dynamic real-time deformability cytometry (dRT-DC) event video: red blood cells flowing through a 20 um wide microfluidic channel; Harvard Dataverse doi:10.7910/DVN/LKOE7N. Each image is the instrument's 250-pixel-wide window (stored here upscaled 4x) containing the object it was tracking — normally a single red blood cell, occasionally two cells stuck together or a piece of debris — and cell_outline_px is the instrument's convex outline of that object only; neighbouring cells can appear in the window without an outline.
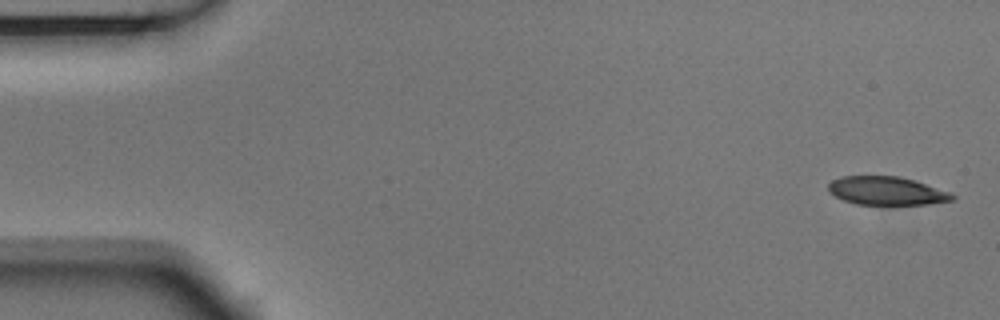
{"species": "Egyptian fruit bat (a non-hibernating species)", "species_latin": "Rousettus aegyptiacus", "temperature_condition": "room temperature", "stored_images_in_passage": 5, "camera_frame_rate_fps": 3000, "um_per_image_px": 0.085, "animal": {"sex": "male"}, "frame": {"image": 1, "passage_image": 1, "time_ms": 0.0, "image_size_px": [1000, 320], "cell_outline_px": [[956, 196], [952, 200], [928, 204], [856, 204], [844, 200], [828, 192], [828, 184], [832, 180], [844, 176], [900, 176], [916, 180], [952, 192]], "centroid_in_image_um": [75.4, 16.21], "position_along_channel_um": 9.6, "area_um2": 20.58}}
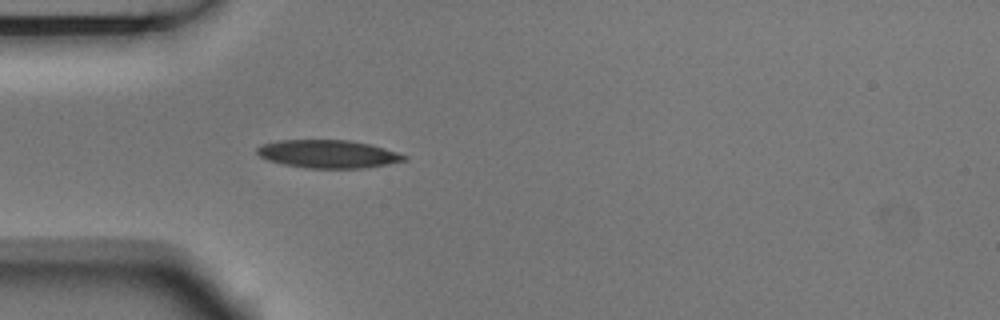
{"frame": {"image": 2, "passage_image": 5, "time_ms": 1.333, "image_size_px": [1000, 320], "cell_outline_px": [[408, 160], [388, 164], [364, 168], [304, 168], [284, 164], [268, 160], [260, 156], [256, 152], [256, 148], [260, 144], [280, 140], [348, 140], [368, 144], [384, 148], [408, 156]], "centroid_in_image_um": [27.87, 13.09], "position_along_channel_um": 57.1, "area_um2": 24.04}}